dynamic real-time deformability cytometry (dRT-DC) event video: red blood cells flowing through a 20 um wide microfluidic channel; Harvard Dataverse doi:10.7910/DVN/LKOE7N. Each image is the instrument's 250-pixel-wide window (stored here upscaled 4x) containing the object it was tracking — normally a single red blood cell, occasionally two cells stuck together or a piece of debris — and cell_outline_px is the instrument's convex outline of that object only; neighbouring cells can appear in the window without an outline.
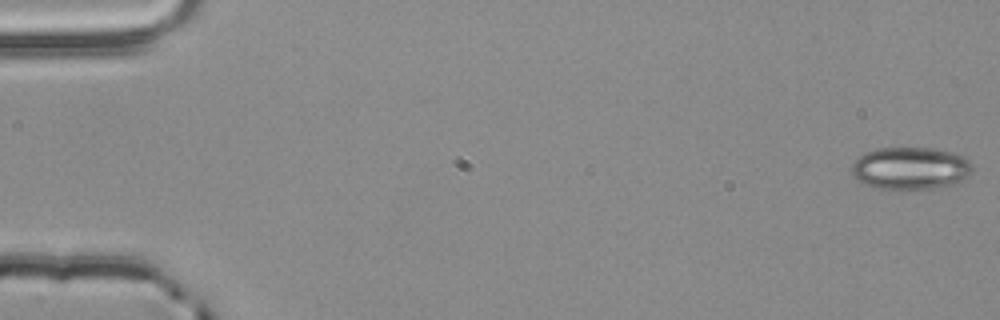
{"species": "common noctule bat (a hibernating species)", "species_latin": "Nyctalus noctula", "temperature_condition": "room temperature", "stored_images_in_passage": 55, "camera_frame_rate_fps": 3000, "um_per_image_px": 0.085, "animal": {"sex": "male", "body_mass_g": 20.4}, "frame": {"image": 1, "passage_image": 1, "time_ms": 0.0, "image_size_px": [1000, 320], "cell_outline_px": [[972, 172], [968, 176], [952, 184], [936, 188], [880, 188], [864, 184], [852, 172], [852, 164], [864, 152], [880, 148], [932, 148], [948, 152], [960, 156], [968, 160], [972, 164]], "centroid_in_image_um": [77.39, 14.29], "position_along_channel_um": 7.6, "area_um2": 29.19}}
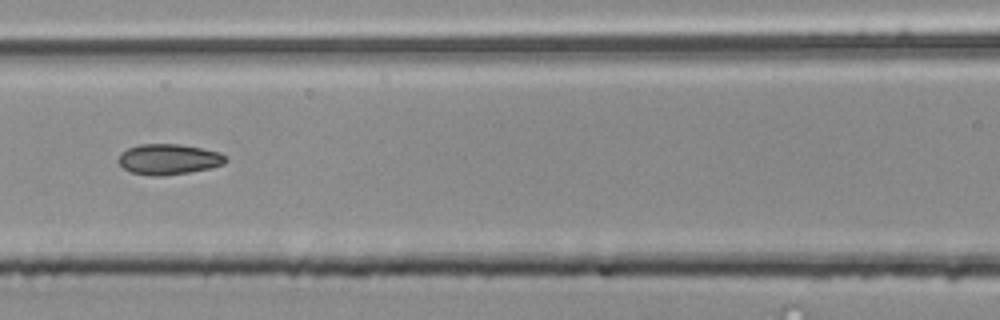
{"frame": {"image": 2, "passage_image": 25, "time_ms": 8.0, "image_size_px": [1000, 320], "cell_outline_px": [[228, 160], [224, 164], [212, 168], [188, 172], [160, 176], [152, 176], [132, 172], [124, 168], [116, 160], [120, 152], [128, 148], [140, 144], [180, 144], [220, 152]], "centroid_in_image_um": [14.32, 13.53], "position_along_channel_um": 152.3, "area_um2": 19.13}}
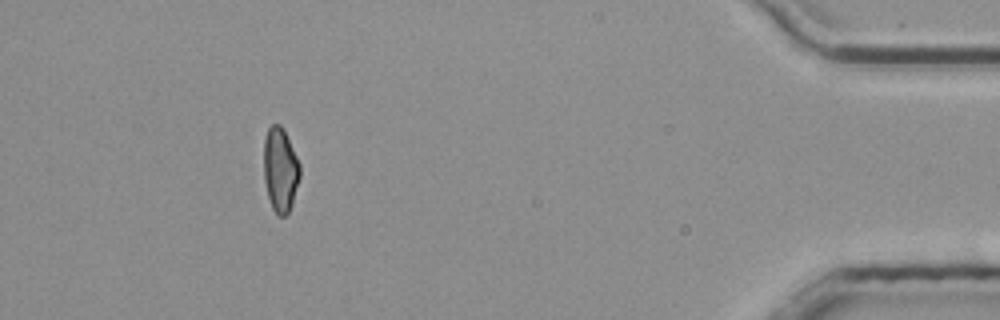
{"frame": {"image": 3, "passage_image": 50, "time_ms": 16.333, "image_size_px": [1000, 320], "cell_outline_px": [[300, 176], [292, 204], [288, 212], [284, 216], [276, 216], [272, 208], [268, 196], [264, 180], [264, 140], [268, 128], [272, 124], [280, 124], [300, 164]], "centroid_in_image_um": [23.81, 14.46], "position_along_channel_um": 411.4, "area_um2": 17.57}, "authors_computed_cell_mechanics": {"area_um2": 18.7272, "velocity_mm_per_s": 3.8716, "shape_relaxation_time_tau1_ms": null, "shape_relaxation_time_tau2_ms": 2.6669, "deformation_change_tau1": null, "deformation_change_tau2": 0.0798}}